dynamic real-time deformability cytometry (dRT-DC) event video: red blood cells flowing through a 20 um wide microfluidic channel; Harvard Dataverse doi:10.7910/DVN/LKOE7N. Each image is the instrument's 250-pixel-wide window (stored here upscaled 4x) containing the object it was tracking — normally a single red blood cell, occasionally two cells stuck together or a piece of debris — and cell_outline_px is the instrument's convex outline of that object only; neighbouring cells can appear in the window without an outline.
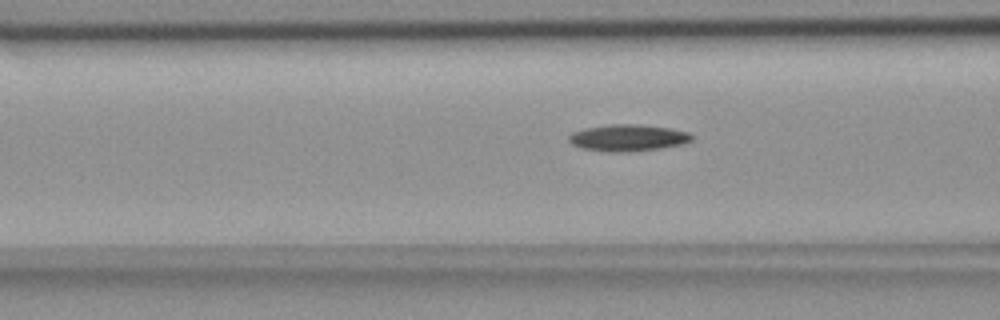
{"species": "common noctule bat (a hibernating species)", "species_latin": "Nyctalus noctula", "temperature_condition": "room temperature", "stored_images_in_passage": 55, "camera_frame_rate_fps": 3000, "um_per_image_px": 0.085, "animal": {"sex": "female", "body_mass_g": 18.4}, "frame": {"image": 1, "passage_image": 21, "time_ms": 6.667, "image_size_px": [1000, 320], "cell_outline_px": [[692, 140], [680, 144], [660, 148], [620, 152], [612, 152], [584, 148], [572, 144], [568, 140], [568, 136], [572, 132], [584, 128], [608, 124], [640, 124], [672, 128], [688, 132], [692, 136]], "centroid_in_image_um": [53.35, 11.69], "position_along_channel_um": 113.2, "area_um2": 18.96}}
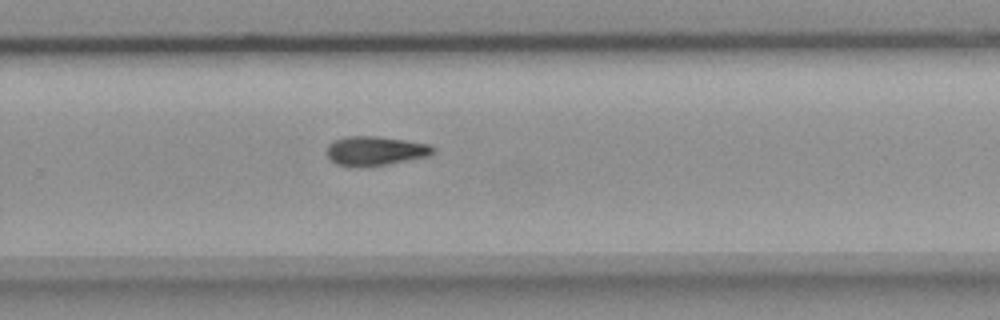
{"frame": {"image": 2, "passage_image": 36, "time_ms": 11.667, "image_size_px": [1000, 320], "cell_outline_px": [[436, 152], [432, 156], [388, 164], [336, 164], [328, 156], [328, 144], [332, 140], [344, 136], [376, 136], [404, 140], [428, 144], [436, 148]], "centroid_in_image_um": [31.98, 12.78], "position_along_channel_um": 297.8, "area_um2": 17.69}}
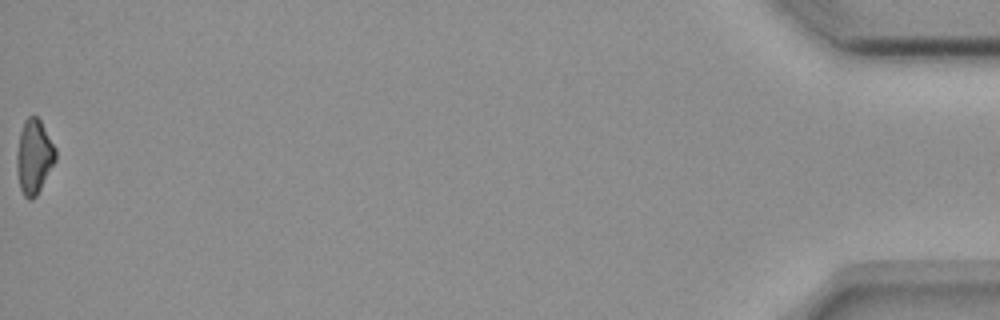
{"frame": {"image": 3, "passage_image": 55, "time_ms": 18.0, "image_size_px": [1000, 320], "cell_outline_px": [[56, 160], [36, 196], [32, 200], [28, 200], [24, 196], [20, 188], [16, 172], [16, 152], [20, 132], [24, 120], [28, 116], [36, 116], [40, 120], [56, 148]], "centroid_in_image_um": [2.88, 13.32], "position_along_channel_um": 432.3, "area_um2": 16.94}, "authors_computed_cell_mechanics": {"area_um2": 17.3978, "velocity_mm_per_s": 3.706, "shape_relaxation_time_tau1_ms": 7.3749, "shape_relaxation_time_tau2_ms": null, "deformation_change_tau1": 0.1639, "deformation_change_tau2": null}}